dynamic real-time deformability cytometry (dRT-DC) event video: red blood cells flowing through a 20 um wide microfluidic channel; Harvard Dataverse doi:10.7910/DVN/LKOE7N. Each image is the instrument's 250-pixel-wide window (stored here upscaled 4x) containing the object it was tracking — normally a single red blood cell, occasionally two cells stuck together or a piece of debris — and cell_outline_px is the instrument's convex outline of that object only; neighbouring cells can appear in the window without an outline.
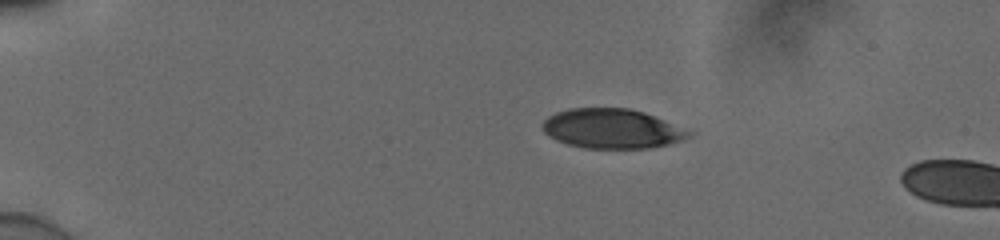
{"species": "human", "species_latin": "Homo sapiens", "temperature_condition": "cold", "stored_images_in_passage": 44, "camera_frame_rate_fps": 3000, "um_per_image_px": 0.085, "donor": {"sex": "male"}, "frame": {"image": 1, "passage_image": 1, "time_ms": 0.0, "image_size_px": [1000, 240], "cell_outline_px": [[692, 132], [688, 136], [680, 140], [668, 144], [652, 148], [584, 148], [568, 144], [556, 140], [548, 136], [544, 132], [540, 124], [548, 116], [556, 112], [568, 108], [628, 108], [644, 112]], "centroid_in_image_um": [51.94, 10.93], "position_along_channel_um": 33.1, "area_um2": 33.58}}
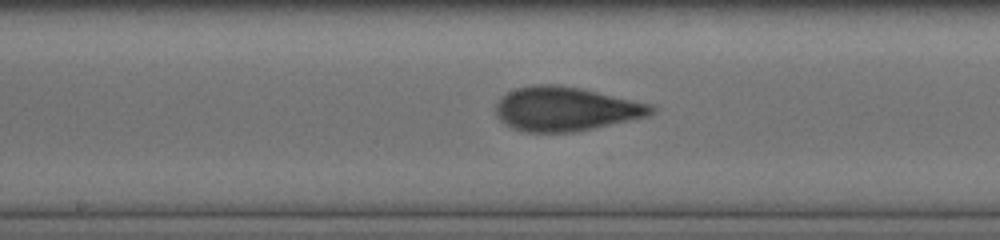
{"frame": {"image": 2, "passage_image": 20, "time_ms": 6.333, "image_size_px": [1000, 240], "cell_outline_px": [[656, 108], [648, 116], [592, 128], [572, 132], [524, 132], [512, 128], [500, 120], [496, 116], [496, 104], [500, 96], [516, 88], [532, 84], [560, 84], [584, 88], [652, 104]], "centroid_in_image_um": [48.05, 9.24], "position_along_channel_um": 200.1, "area_um2": 40.23}}
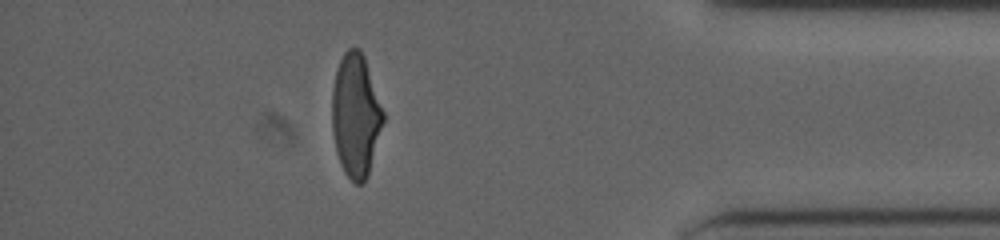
{"frame": {"image": 3, "passage_image": 38, "time_ms": 12.333, "image_size_px": [1000, 240], "cell_outline_px": [[384, 120], [368, 176], [364, 184], [356, 184], [344, 172], [340, 164], [336, 152], [332, 132], [332, 88], [336, 68], [344, 52], [348, 48], [360, 48], [364, 56], [384, 112]], "centroid_in_image_um": [30.22, 9.82], "position_along_channel_um": 405.0, "area_um2": 36.93}, "authors_computed_cell_mechanics": {"area_um2": 38.0902, "velocity_mm_per_s": 3.9064, "shape_relaxation_time_tau1_ms": 4.0293, "shape_relaxation_time_tau2_ms": 0.9436, "deformation_change_tau1": 0.1744, "deformation_change_tau2": 0.0842}}